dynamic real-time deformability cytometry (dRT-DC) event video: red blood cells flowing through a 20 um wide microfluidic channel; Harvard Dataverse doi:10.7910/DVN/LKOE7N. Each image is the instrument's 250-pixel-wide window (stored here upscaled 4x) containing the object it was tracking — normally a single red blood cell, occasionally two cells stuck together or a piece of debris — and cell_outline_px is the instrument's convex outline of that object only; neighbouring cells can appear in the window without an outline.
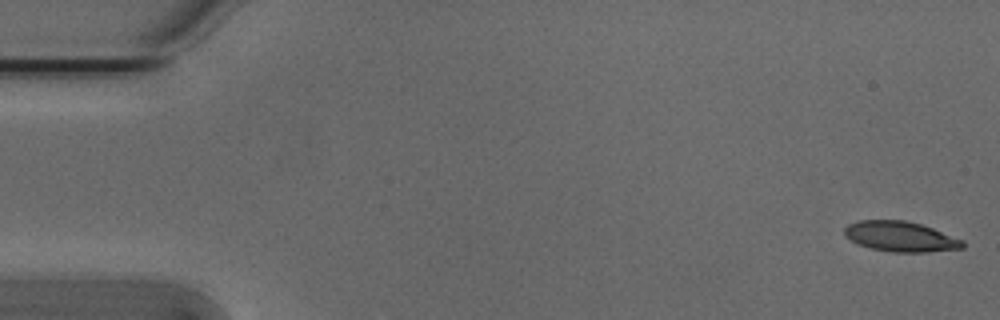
{"species": "Egyptian fruit bat (a non-hibernating species)", "species_latin": "Rousettus aegyptiacus", "temperature_condition": "cold", "stored_images_in_passage": 54, "camera_frame_rate_fps": 3000, "um_per_image_px": 0.085, "animal": {"sex": "male"}, "frame": {"image": 1, "passage_image": 1, "time_ms": 0.0, "image_size_px": [1000, 320], "cell_outline_px": [[964, 248], [928, 252], [892, 252], [872, 248], [856, 244], [844, 236], [844, 228], [848, 224], [860, 220], [904, 220], [920, 224], [932, 228], [964, 240]], "centroid_in_image_um": [76.52, 20.11], "position_along_channel_um": 8.5, "area_um2": 20.87}}
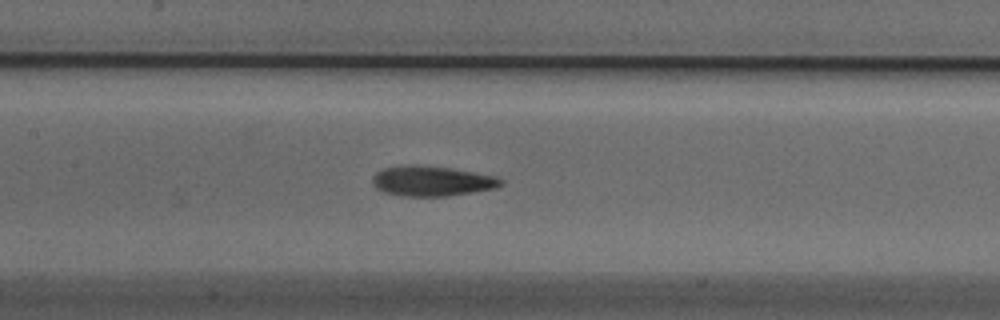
{"frame": {"image": 2, "passage_image": 25, "time_ms": 8.0, "image_size_px": [1000, 320], "cell_outline_px": [[504, 184], [496, 188], [448, 196], [400, 196], [384, 192], [376, 188], [372, 184], [372, 176], [376, 172], [384, 168], [400, 164], [416, 164], [448, 168], [496, 176], [504, 180]], "centroid_in_image_um": [36.67, 15.38], "position_along_channel_um": 170.7, "area_um2": 22.77}}
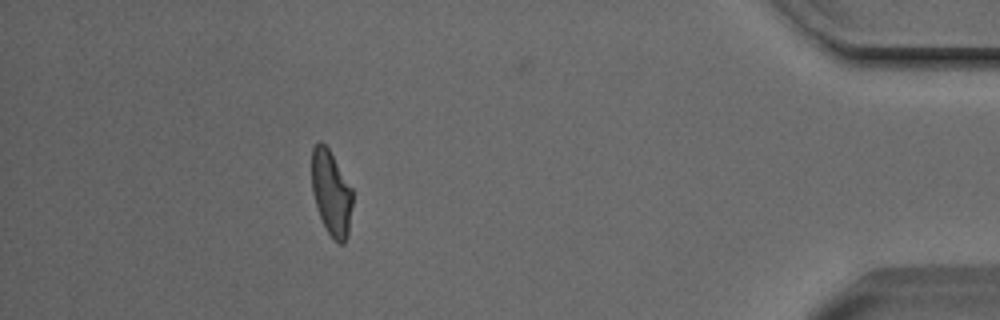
{"frame": {"image": 3, "passage_image": 48, "time_ms": 15.667, "image_size_px": [1000, 320], "cell_outline_px": [[352, 204], [348, 236], [344, 244], [340, 244], [332, 240], [316, 208], [312, 192], [312, 148], [320, 140], [328, 148], [352, 188]], "centroid_in_image_um": [28.15, 16.44], "position_along_channel_um": 407.0, "area_um2": 20.23}, "authors_computed_cell_mechanics": {"area_um2": 21.3282, "velocity_mm_per_s": 3.7959, "shape_relaxation_time_tau1_ms": 7.4903, "shape_relaxation_time_tau2_ms": 3.0093, "deformation_change_tau1": 0.2073, "deformation_change_tau2": 0.1117}}